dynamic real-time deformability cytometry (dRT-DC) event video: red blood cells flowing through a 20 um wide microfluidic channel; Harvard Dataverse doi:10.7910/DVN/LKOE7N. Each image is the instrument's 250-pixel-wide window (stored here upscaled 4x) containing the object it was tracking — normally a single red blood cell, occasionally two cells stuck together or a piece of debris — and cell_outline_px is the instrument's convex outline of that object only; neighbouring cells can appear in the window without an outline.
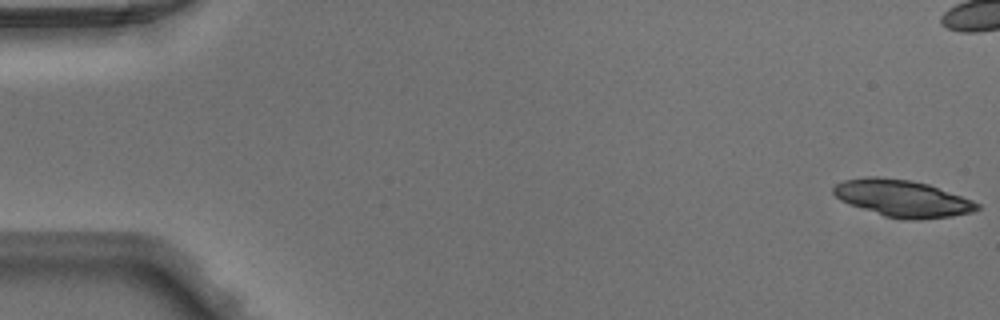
{"species": "Egyptian fruit bat (a non-hibernating species)", "species_latin": "Rousettus aegyptiacus", "temperature_condition": "warm", "stored_images_in_passage": 49, "camera_frame_rate_fps": 3000, "um_per_image_px": 0.085, "animal": {"sex": "male"}, "frame": {"image": 1, "passage_image": 1, "time_ms": 0.0, "image_size_px": [1000, 320], "cell_outline_px": [[980, 208], [972, 212], [952, 216], [920, 220], [904, 220], [884, 216], [848, 204], [840, 200], [832, 192], [832, 188], [836, 184], [844, 180], [864, 176], [880, 176], [912, 180], [928, 184], [972, 200], [980, 204]], "centroid_in_image_um": [76.68, 16.86], "position_along_channel_um": 8.3, "area_um2": 31.15}}